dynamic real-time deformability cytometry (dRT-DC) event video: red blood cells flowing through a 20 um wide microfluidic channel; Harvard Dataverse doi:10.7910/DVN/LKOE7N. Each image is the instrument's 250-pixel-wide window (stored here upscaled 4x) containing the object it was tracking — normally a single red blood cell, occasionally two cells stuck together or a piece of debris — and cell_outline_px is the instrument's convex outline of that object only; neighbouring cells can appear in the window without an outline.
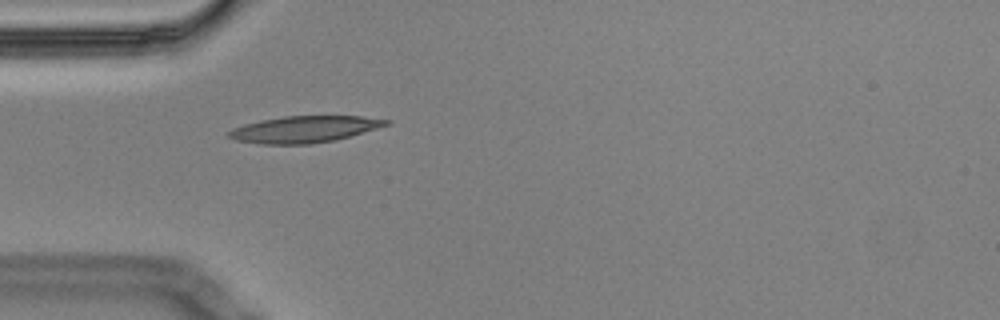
{"species": "Egyptian fruit bat (a non-hibernating species)", "species_latin": "Rousettus aegyptiacus", "temperature_condition": "cold", "stored_images_in_passage": 6, "camera_frame_rate_fps": 3000, "um_per_image_px": 0.085, "animal": {"sex": "male"}, "frame": {"image": 1, "passage_image": 2, "time_ms": 0.333, "image_size_px": [1000, 320], "cell_outline_px": [[392, 124], [336, 140], [312, 144], [260, 144], [236, 140], [228, 136], [228, 132], [232, 128], [244, 124], [260, 120], [284, 116], [360, 116], [392, 120]], "centroid_in_image_um": [25.9, 10.99], "position_along_channel_um": 59.1, "area_um2": 24.51}}